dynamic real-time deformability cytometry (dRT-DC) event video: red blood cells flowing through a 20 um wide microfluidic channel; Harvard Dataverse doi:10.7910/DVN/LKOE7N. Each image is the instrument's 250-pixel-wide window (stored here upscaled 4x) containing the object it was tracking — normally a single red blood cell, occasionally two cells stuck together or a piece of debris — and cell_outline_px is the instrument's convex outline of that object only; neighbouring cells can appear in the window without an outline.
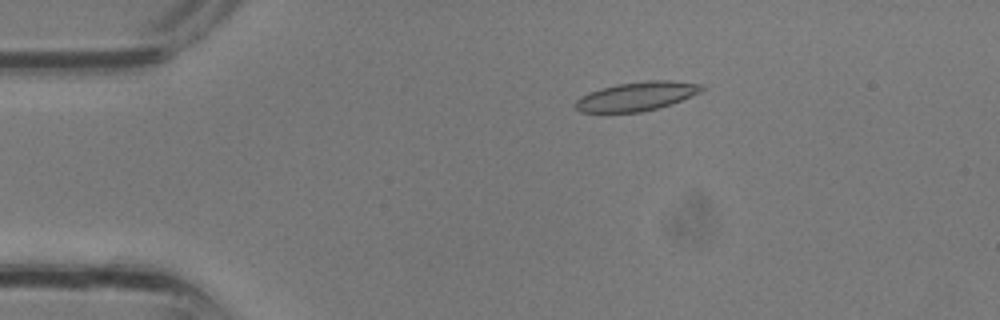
{"species": "common noctule bat (a hibernating species)", "species_latin": "Nyctalus noctula", "temperature_condition": "room temperature", "stored_images_in_passage": 2, "camera_frame_rate_fps": 3000, "um_per_image_px": 0.085, "animal": {"sex": "male", "body_mass_g": 13.3}, "frame": {"image": 1, "passage_image": 1, "time_ms": 0.0, "image_size_px": [1000, 320], "cell_outline_px": [[704, 88], [700, 92], [692, 96], [672, 104], [660, 108], [640, 112], [580, 112], [576, 108], [576, 100], [580, 96], [588, 92], [600, 88], [616, 84], [648, 80], [668, 80], [704, 84]], "centroid_in_image_um": [54.14, 8.18], "position_along_channel_um": 30.9, "area_um2": 21.44}}